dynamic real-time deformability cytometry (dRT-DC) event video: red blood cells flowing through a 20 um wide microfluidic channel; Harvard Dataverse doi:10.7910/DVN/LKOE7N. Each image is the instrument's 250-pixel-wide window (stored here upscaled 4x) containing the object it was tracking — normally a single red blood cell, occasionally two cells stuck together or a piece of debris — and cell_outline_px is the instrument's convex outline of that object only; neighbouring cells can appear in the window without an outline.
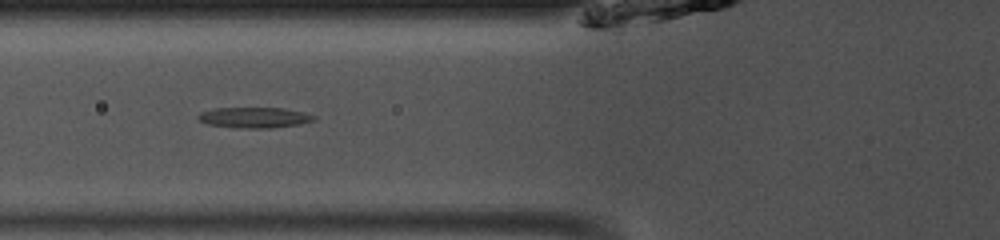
{"species": "common noctule bat (a hibernating species)", "species_latin": "Nyctalus noctula", "temperature_condition": "room temperature", "stored_images_in_passage": 37, "camera_frame_rate_fps": 3000, "um_per_image_px": 0.085, "animal": {"sex": "male", "body_mass_g": 13.0, "forearm_length_mm": 53.1}, "frame": {"image": 1, "passage_image": 7, "time_ms": 2.0, "image_size_px": [1000, 240], "cell_outline_px": [[316, 120], [300, 124], [272, 128], [244, 128], [208, 124], [200, 120], [196, 116], [200, 112], [216, 108], [284, 108], [316, 116]], "centroid_in_image_um": [21.63, 9.99], "position_along_channel_um": 104.2, "area_um2": 13.76}}
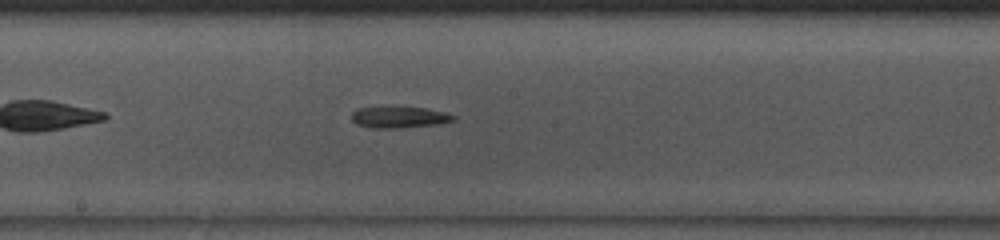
{"frame": {"image": 2, "passage_image": 15, "time_ms": 4.667, "image_size_px": [1000, 240], "cell_outline_px": [[456, 120], [436, 124], [396, 128], [372, 128], [356, 124], [352, 120], [352, 112], [360, 108], [424, 108], [444, 112], [456, 116]], "centroid_in_image_um": [33.94, 9.98], "position_along_channel_um": 214.3, "area_um2": 12.25}}
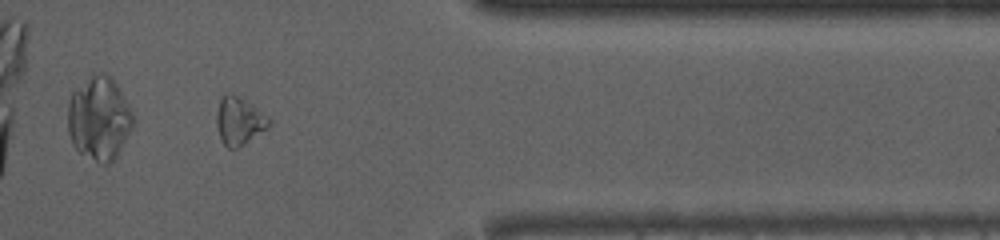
{"frame": {"image": 3, "passage_image": 29, "time_ms": 9.333, "image_size_px": [1000, 240], "cell_outline_px": [[272, 124], [268, 128], [236, 148], [228, 148], [224, 144], [220, 136], [216, 124], [216, 112], [220, 100], [224, 92], [228, 92], [236, 96], [256, 108], [268, 116], [272, 120]], "centroid_in_image_um": [20.32, 10.27], "position_along_channel_um": 391.1, "area_um2": 14.33}}